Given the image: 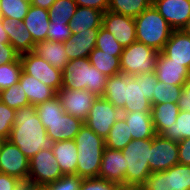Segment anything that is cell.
I'll return each instance as SVG.
<instances>
[{
    "instance_id": "34",
    "label": "cell",
    "mask_w": 190,
    "mask_h": 190,
    "mask_svg": "<svg viewBox=\"0 0 190 190\" xmlns=\"http://www.w3.org/2000/svg\"><path fill=\"white\" fill-rule=\"evenodd\" d=\"M160 135L176 142L190 138V112L180 110L176 122L165 128Z\"/></svg>"
},
{
    "instance_id": "21",
    "label": "cell",
    "mask_w": 190,
    "mask_h": 190,
    "mask_svg": "<svg viewBox=\"0 0 190 190\" xmlns=\"http://www.w3.org/2000/svg\"><path fill=\"white\" fill-rule=\"evenodd\" d=\"M172 62L180 63L190 70V35L182 30H173L161 51Z\"/></svg>"
},
{
    "instance_id": "58",
    "label": "cell",
    "mask_w": 190,
    "mask_h": 190,
    "mask_svg": "<svg viewBox=\"0 0 190 190\" xmlns=\"http://www.w3.org/2000/svg\"><path fill=\"white\" fill-rule=\"evenodd\" d=\"M25 2H28V3H32V0H23Z\"/></svg>"
},
{
    "instance_id": "45",
    "label": "cell",
    "mask_w": 190,
    "mask_h": 190,
    "mask_svg": "<svg viewBox=\"0 0 190 190\" xmlns=\"http://www.w3.org/2000/svg\"><path fill=\"white\" fill-rule=\"evenodd\" d=\"M71 34L72 32L69 24L50 23L47 32V40L64 43L67 39L71 37Z\"/></svg>"
},
{
    "instance_id": "30",
    "label": "cell",
    "mask_w": 190,
    "mask_h": 190,
    "mask_svg": "<svg viewBox=\"0 0 190 190\" xmlns=\"http://www.w3.org/2000/svg\"><path fill=\"white\" fill-rule=\"evenodd\" d=\"M177 103L167 102L152 105L151 116L156 134L172 126L179 115Z\"/></svg>"
},
{
    "instance_id": "31",
    "label": "cell",
    "mask_w": 190,
    "mask_h": 190,
    "mask_svg": "<svg viewBox=\"0 0 190 190\" xmlns=\"http://www.w3.org/2000/svg\"><path fill=\"white\" fill-rule=\"evenodd\" d=\"M92 66L107 77L121 73L120 57H114V53L102 52L95 48L89 55Z\"/></svg>"
},
{
    "instance_id": "9",
    "label": "cell",
    "mask_w": 190,
    "mask_h": 190,
    "mask_svg": "<svg viewBox=\"0 0 190 190\" xmlns=\"http://www.w3.org/2000/svg\"><path fill=\"white\" fill-rule=\"evenodd\" d=\"M63 175L52 149H41L29 159V176L27 181L33 185H48Z\"/></svg>"
},
{
    "instance_id": "47",
    "label": "cell",
    "mask_w": 190,
    "mask_h": 190,
    "mask_svg": "<svg viewBox=\"0 0 190 190\" xmlns=\"http://www.w3.org/2000/svg\"><path fill=\"white\" fill-rule=\"evenodd\" d=\"M179 164L190 165V138L178 142Z\"/></svg>"
},
{
    "instance_id": "54",
    "label": "cell",
    "mask_w": 190,
    "mask_h": 190,
    "mask_svg": "<svg viewBox=\"0 0 190 190\" xmlns=\"http://www.w3.org/2000/svg\"><path fill=\"white\" fill-rule=\"evenodd\" d=\"M34 190H52L48 185H34Z\"/></svg>"
},
{
    "instance_id": "15",
    "label": "cell",
    "mask_w": 190,
    "mask_h": 190,
    "mask_svg": "<svg viewBox=\"0 0 190 190\" xmlns=\"http://www.w3.org/2000/svg\"><path fill=\"white\" fill-rule=\"evenodd\" d=\"M62 108L70 114L85 122L87 115L97 98L92 92L84 90H68L61 88L57 92Z\"/></svg>"
},
{
    "instance_id": "39",
    "label": "cell",
    "mask_w": 190,
    "mask_h": 190,
    "mask_svg": "<svg viewBox=\"0 0 190 190\" xmlns=\"http://www.w3.org/2000/svg\"><path fill=\"white\" fill-rule=\"evenodd\" d=\"M22 72L20 58L15 62L7 63L0 66V91L11 87L19 82Z\"/></svg>"
},
{
    "instance_id": "18",
    "label": "cell",
    "mask_w": 190,
    "mask_h": 190,
    "mask_svg": "<svg viewBox=\"0 0 190 190\" xmlns=\"http://www.w3.org/2000/svg\"><path fill=\"white\" fill-rule=\"evenodd\" d=\"M126 169L122 151L105 147L100 164L99 177L124 187Z\"/></svg>"
},
{
    "instance_id": "23",
    "label": "cell",
    "mask_w": 190,
    "mask_h": 190,
    "mask_svg": "<svg viewBox=\"0 0 190 190\" xmlns=\"http://www.w3.org/2000/svg\"><path fill=\"white\" fill-rule=\"evenodd\" d=\"M128 124L132 139H149L156 135L151 111H132L122 113Z\"/></svg>"
},
{
    "instance_id": "26",
    "label": "cell",
    "mask_w": 190,
    "mask_h": 190,
    "mask_svg": "<svg viewBox=\"0 0 190 190\" xmlns=\"http://www.w3.org/2000/svg\"><path fill=\"white\" fill-rule=\"evenodd\" d=\"M33 52L50 63L51 66L60 70H63L69 61L62 42L52 40L37 42Z\"/></svg>"
},
{
    "instance_id": "27",
    "label": "cell",
    "mask_w": 190,
    "mask_h": 190,
    "mask_svg": "<svg viewBox=\"0 0 190 190\" xmlns=\"http://www.w3.org/2000/svg\"><path fill=\"white\" fill-rule=\"evenodd\" d=\"M52 151L64 175L76 174L78 152L74 139L56 141Z\"/></svg>"
},
{
    "instance_id": "13",
    "label": "cell",
    "mask_w": 190,
    "mask_h": 190,
    "mask_svg": "<svg viewBox=\"0 0 190 190\" xmlns=\"http://www.w3.org/2000/svg\"><path fill=\"white\" fill-rule=\"evenodd\" d=\"M0 173L27 181L29 176V158L8 139H5L0 152Z\"/></svg>"
},
{
    "instance_id": "25",
    "label": "cell",
    "mask_w": 190,
    "mask_h": 190,
    "mask_svg": "<svg viewBox=\"0 0 190 190\" xmlns=\"http://www.w3.org/2000/svg\"><path fill=\"white\" fill-rule=\"evenodd\" d=\"M18 83L23 87L29 103L34 106L46 102L57 95L53 88L26 74L23 70Z\"/></svg>"
},
{
    "instance_id": "11",
    "label": "cell",
    "mask_w": 190,
    "mask_h": 190,
    "mask_svg": "<svg viewBox=\"0 0 190 190\" xmlns=\"http://www.w3.org/2000/svg\"><path fill=\"white\" fill-rule=\"evenodd\" d=\"M122 116V111L116 108L104 97H97L87 115L85 124L104 139L109 135L112 125Z\"/></svg>"
},
{
    "instance_id": "52",
    "label": "cell",
    "mask_w": 190,
    "mask_h": 190,
    "mask_svg": "<svg viewBox=\"0 0 190 190\" xmlns=\"http://www.w3.org/2000/svg\"><path fill=\"white\" fill-rule=\"evenodd\" d=\"M15 190H34V185L28 181H21Z\"/></svg>"
},
{
    "instance_id": "56",
    "label": "cell",
    "mask_w": 190,
    "mask_h": 190,
    "mask_svg": "<svg viewBox=\"0 0 190 190\" xmlns=\"http://www.w3.org/2000/svg\"><path fill=\"white\" fill-rule=\"evenodd\" d=\"M119 190H141L139 188L120 187Z\"/></svg>"
},
{
    "instance_id": "46",
    "label": "cell",
    "mask_w": 190,
    "mask_h": 190,
    "mask_svg": "<svg viewBox=\"0 0 190 190\" xmlns=\"http://www.w3.org/2000/svg\"><path fill=\"white\" fill-rule=\"evenodd\" d=\"M18 52L10 43H0V66L15 62L19 58Z\"/></svg>"
},
{
    "instance_id": "50",
    "label": "cell",
    "mask_w": 190,
    "mask_h": 190,
    "mask_svg": "<svg viewBox=\"0 0 190 190\" xmlns=\"http://www.w3.org/2000/svg\"><path fill=\"white\" fill-rule=\"evenodd\" d=\"M21 180L14 176L0 173V190H15Z\"/></svg>"
},
{
    "instance_id": "3",
    "label": "cell",
    "mask_w": 190,
    "mask_h": 190,
    "mask_svg": "<svg viewBox=\"0 0 190 190\" xmlns=\"http://www.w3.org/2000/svg\"><path fill=\"white\" fill-rule=\"evenodd\" d=\"M74 140L78 152L76 175L83 179L99 177L105 139L84 123Z\"/></svg>"
},
{
    "instance_id": "36",
    "label": "cell",
    "mask_w": 190,
    "mask_h": 190,
    "mask_svg": "<svg viewBox=\"0 0 190 190\" xmlns=\"http://www.w3.org/2000/svg\"><path fill=\"white\" fill-rule=\"evenodd\" d=\"M183 92V86L165 84L158 81L152 96L151 105L167 102L178 103Z\"/></svg>"
},
{
    "instance_id": "40",
    "label": "cell",
    "mask_w": 190,
    "mask_h": 190,
    "mask_svg": "<svg viewBox=\"0 0 190 190\" xmlns=\"http://www.w3.org/2000/svg\"><path fill=\"white\" fill-rule=\"evenodd\" d=\"M95 48L104 53H114V57H120L123 51V47H121L114 36L103 26L99 29Z\"/></svg>"
},
{
    "instance_id": "48",
    "label": "cell",
    "mask_w": 190,
    "mask_h": 190,
    "mask_svg": "<svg viewBox=\"0 0 190 190\" xmlns=\"http://www.w3.org/2000/svg\"><path fill=\"white\" fill-rule=\"evenodd\" d=\"M77 6L93 8L105 13L108 10L109 0H74Z\"/></svg>"
},
{
    "instance_id": "51",
    "label": "cell",
    "mask_w": 190,
    "mask_h": 190,
    "mask_svg": "<svg viewBox=\"0 0 190 190\" xmlns=\"http://www.w3.org/2000/svg\"><path fill=\"white\" fill-rule=\"evenodd\" d=\"M56 0H32L31 5L48 10Z\"/></svg>"
},
{
    "instance_id": "24",
    "label": "cell",
    "mask_w": 190,
    "mask_h": 190,
    "mask_svg": "<svg viewBox=\"0 0 190 190\" xmlns=\"http://www.w3.org/2000/svg\"><path fill=\"white\" fill-rule=\"evenodd\" d=\"M23 23L35 43L47 40V32L50 26L48 10L30 5Z\"/></svg>"
},
{
    "instance_id": "42",
    "label": "cell",
    "mask_w": 190,
    "mask_h": 190,
    "mask_svg": "<svg viewBox=\"0 0 190 190\" xmlns=\"http://www.w3.org/2000/svg\"><path fill=\"white\" fill-rule=\"evenodd\" d=\"M16 110L0 102V138L8 139Z\"/></svg>"
},
{
    "instance_id": "53",
    "label": "cell",
    "mask_w": 190,
    "mask_h": 190,
    "mask_svg": "<svg viewBox=\"0 0 190 190\" xmlns=\"http://www.w3.org/2000/svg\"><path fill=\"white\" fill-rule=\"evenodd\" d=\"M0 43H9L8 34L4 30L0 19Z\"/></svg>"
},
{
    "instance_id": "29",
    "label": "cell",
    "mask_w": 190,
    "mask_h": 190,
    "mask_svg": "<svg viewBox=\"0 0 190 190\" xmlns=\"http://www.w3.org/2000/svg\"><path fill=\"white\" fill-rule=\"evenodd\" d=\"M131 75L118 73L108 77L103 97L121 111L126 101V87Z\"/></svg>"
},
{
    "instance_id": "17",
    "label": "cell",
    "mask_w": 190,
    "mask_h": 190,
    "mask_svg": "<svg viewBox=\"0 0 190 190\" xmlns=\"http://www.w3.org/2000/svg\"><path fill=\"white\" fill-rule=\"evenodd\" d=\"M47 131L48 137L54 142L73 140L83 126L84 121L64 113L54 120H41Z\"/></svg>"
},
{
    "instance_id": "38",
    "label": "cell",
    "mask_w": 190,
    "mask_h": 190,
    "mask_svg": "<svg viewBox=\"0 0 190 190\" xmlns=\"http://www.w3.org/2000/svg\"><path fill=\"white\" fill-rule=\"evenodd\" d=\"M31 3L23 0H0L1 18L23 21Z\"/></svg>"
},
{
    "instance_id": "20",
    "label": "cell",
    "mask_w": 190,
    "mask_h": 190,
    "mask_svg": "<svg viewBox=\"0 0 190 190\" xmlns=\"http://www.w3.org/2000/svg\"><path fill=\"white\" fill-rule=\"evenodd\" d=\"M98 32L99 29H87L71 34V37L63 43L68 59L89 58L96 47Z\"/></svg>"
},
{
    "instance_id": "57",
    "label": "cell",
    "mask_w": 190,
    "mask_h": 190,
    "mask_svg": "<svg viewBox=\"0 0 190 190\" xmlns=\"http://www.w3.org/2000/svg\"><path fill=\"white\" fill-rule=\"evenodd\" d=\"M5 139L3 138H0V152H1V149H2V146H3V142H4Z\"/></svg>"
},
{
    "instance_id": "43",
    "label": "cell",
    "mask_w": 190,
    "mask_h": 190,
    "mask_svg": "<svg viewBox=\"0 0 190 190\" xmlns=\"http://www.w3.org/2000/svg\"><path fill=\"white\" fill-rule=\"evenodd\" d=\"M82 181L83 178H80L76 174H67L48 184V186L52 190H79Z\"/></svg>"
},
{
    "instance_id": "12",
    "label": "cell",
    "mask_w": 190,
    "mask_h": 190,
    "mask_svg": "<svg viewBox=\"0 0 190 190\" xmlns=\"http://www.w3.org/2000/svg\"><path fill=\"white\" fill-rule=\"evenodd\" d=\"M176 164H179L178 142L156 134L152 138L148 160L151 173L166 171Z\"/></svg>"
},
{
    "instance_id": "10",
    "label": "cell",
    "mask_w": 190,
    "mask_h": 190,
    "mask_svg": "<svg viewBox=\"0 0 190 190\" xmlns=\"http://www.w3.org/2000/svg\"><path fill=\"white\" fill-rule=\"evenodd\" d=\"M22 70L41 81L43 84L50 86L56 92L62 87V70L57 69L46 62L43 58L34 52H26L19 56Z\"/></svg>"
},
{
    "instance_id": "4",
    "label": "cell",
    "mask_w": 190,
    "mask_h": 190,
    "mask_svg": "<svg viewBox=\"0 0 190 190\" xmlns=\"http://www.w3.org/2000/svg\"><path fill=\"white\" fill-rule=\"evenodd\" d=\"M152 138L149 139H132L124 149H122L125 158V173L124 187L141 188L148 176L150 175V148Z\"/></svg>"
},
{
    "instance_id": "2",
    "label": "cell",
    "mask_w": 190,
    "mask_h": 190,
    "mask_svg": "<svg viewBox=\"0 0 190 190\" xmlns=\"http://www.w3.org/2000/svg\"><path fill=\"white\" fill-rule=\"evenodd\" d=\"M108 77L91 65L89 58L69 60L62 70V87L68 90L92 92L103 97Z\"/></svg>"
},
{
    "instance_id": "44",
    "label": "cell",
    "mask_w": 190,
    "mask_h": 190,
    "mask_svg": "<svg viewBox=\"0 0 190 190\" xmlns=\"http://www.w3.org/2000/svg\"><path fill=\"white\" fill-rule=\"evenodd\" d=\"M120 186L100 177L83 179L79 190H119Z\"/></svg>"
},
{
    "instance_id": "6",
    "label": "cell",
    "mask_w": 190,
    "mask_h": 190,
    "mask_svg": "<svg viewBox=\"0 0 190 190\" xmlns=\"http://www.w3.org/2000/svg\"><path fill=\"white\" fill-rule=\"evenodd\" d=\"M158 77L155 72L132 75L126 87V101L122 113L151 111V100Z\"/></svg>"
},
{
    "instance_id": "22",
    "label": "cell",
    "mask_w": 190,
    "mask_h": 190,
    "mask_svg": "<svg viewBox=\"0 0 190 190\" xmlns=\"http://www.w3.org/2000/svg\"><path fill=\"white\" fill-rule=\"evenodd\" d=\"M1 23L8 34L9 43L19 55L33 52L36 43L33 41L29 30L24 26L23 21L13 18H1Z\"/></svg>"
},
{
    "instance_id": "37",
    "label": "cell",
    "mask_w": 190,
    "mask_h": 190,
    "mask_svg": "<svg viewBox=\"0 0 190 190\" xmlns=\"http://www.w3.org/2000/svg\"><path fill=\"white\" fill-rule=\"evenodd\" d=\"M0 102L15 110L30 105L27 95L19 83L0 91Z\"/></svg>"
},
{
    "instance_id": "7",
    "label": "cell",
    "mask_w": 190,
    "mask_h": 190,
    "mask_svg": "<svg viewBox=\"0 0 190 190\" xmlns=\"http://www.w3.org/2000/svg\"><path fill=\"white\" fill-rule=\"evenodd\" d=\"M159 52L140 42H134L123 48L120 56L121 73L138 75L155 72Z\"/></svg>"
},
{
    "instance_id": "49",
    "label": "cell",
    "mask_w": 190,
    "mask_h": 190,
    "mask_svg": "<svg viewBox=\"0 0 190 190\" xmlns=\"http://www.w3.org/2000/svg\"><path fill=\"white\" fill-rule=\"evenodd\" d=\"M180 110L190 112V77L183 85V92L177 103Z\"/></svg>"
},
{
    "instance_id": "19",
    "label": "cell",
    "mask_w": 190,
    "mask_h": 190,
    "mask_svg": "<svg viewBox=\"0 0 190 190\" xmlns=\"http://www.w3.org/2000/svg\"><path fill=\"white\" fill-rule=\"evenodd\" d=\"M155 73L158 81L176 86H183L190 77V70L187 67L172 62L162 52L158 54Z\"/></svg>"
},
{
    "instance_id": "32",
    "label": "cell",
    "mask_w": 190,
    "mask_h": 190,
    "mask_svg": "<svg viewBox=\"0 0 190 190\" xmlns=\"http://www.w3.org/2000/svg\"><path fill=\"white\" fill-rule=\"evenodd\" d=\"M132 141V136L128 124L121 116L112 125L109 135L105 138V147L113 150H122Z\"/></svg>"
},
{
    "instance_id": "5",
    "label": "cell",
    "mask_w": 190,
    "mask_h": 190,
    "mask_svg": "<svg viewBox=\"0 0 190 190\" xmlns=\"http://www.w3.org/2000/svg\"><path fill=\"white\" fill-rule=\"evenodd\" d=\"M136 41L161 52L168 42L173 29L160 13L151 5L134 18Z\"/></svg>"
},
{
    "instance_id": "14",
    "label": "cell",
    "mask_w": 190,
    "mask_h": 190,
    "mask_svg": "<svg viewBox=\"0 0 190 190\" xmlns=\"http://www.w3.org/2000/svg\"><path fill=\"white\" fill-rule=\"evenodd\" d=\"M102 26L114 36L123 48L136 42V26L133 17L107 10L102 16Z\"/></svg>"
},
{
    "instance_id": "28",
    "label": "cell",
    "mask_w": 190,
    "mask_h": 190,
    "mask_svg": "<svg viewBox=\"0 0 190 190\" xmlns=\"http://www.w3.org/2000/svg\"><path fill=\"white\" fill-rule=\"evenodd\" d=\"M102 16L103 12L100 10L78 6L69 22L72 34H77L87 29H100Z\"/></svg>"
},
{
    "instance_id": "33",
    "label": "cell",
    "mask_w": 190,
    "mask_h": 190,
    "mask_svg": "<svg viewBox=\"0 0 190 190\" xmlns=\"http://www.w3.org/2000/svg\"><path fill=\"white\" fill-rule=\"evenodd\" d=\"M151 5L152 0H109L108 10L135 18Z\"/></svg>"
},
{
    "instance_id": "1",
    "label": "cell",
    "mask_w": 190,
    "mask_h": 190,
    "mask_svg": "<svg viewBox=\"0 0 190 190\" xmlns=\"http://www.w3.org/2000/svg\"><path fill=\"white\" fill-rule=\"evenodd\" d=\"M8 140L29 159L41 149H52L55 144L48 137L47 131L36 113V106L31 104L16 110Z\"/></svg>"
},
{
    "instance_id": "8",
    "label": "cell",
    "mask_w": 190,
    "mask_h": 190,
    "mask_svg": "<svg viewBox=\"0 0 190 190\" xmlns=\"http://www.w3.org/2000/svg\"><path fill=\"white\" fill-rule=\"evenodd\" d=\"M141 190H189L190 165L176 164L166 171L150 173Z\"/></svg>"
},
{
    "instance_id": "55",
    "label": "cell",
    "mask_w": 190,
    "mask_h": 190,
    "mask_svg": "<svg viewBox=\"0 0 190 190\" xmlns=\"http://www.w3.org/2000/svg\"><path fill=\"white\" fill-rule=\"evenodd\" d=\"M183 30L190 35V18L188 20L187 25L183 28Z\"/></svg>"
},
{
    "instance_id": "35",
    "label": "cell",
    "mask_w": 190,
    "mask_h": 190,
    "mask_svg": "<svg viewBox=\"0 0 190 190\" xmlns=\"http://www.w3.org/2000/svg\"><path fill=\"white\" fill-rule=\"evenodd\" d=\"M77 7L74 0H56L48 9L50 23L69 24Z\"/></svg>"
},
{
    "instance_id": "16",
    "label": "cell",
    "mask_w": 190,
    "mask_h": 190,
    "mask_svg": "<svg viewBox=\"0 0 190 190\" xmlns=\"http://www.w3.org/2000/svg\"><path fill=\"white\" fill-rule=\"evenodd\" d=\"M153 7L173 30H182L190 18V0H152Z\"/></svg>"
},
{
    "instance_id": "41",
    "label": "cell",
    "mask_w": 190,
    "mask_h": 190,
    "mask_svg": "<svg viewBox=\"0 0 190 190\" xmlns=\"http://www.w3.org/2000/svg\"><path fill=\"white\" fill-rule=\"evenodd\" d=\"M36 113L40 120H54L59 116H62L65 111L62 108L59 97L56 95L46 102L37 104Z\"/></svg>"
}]
</instances>
